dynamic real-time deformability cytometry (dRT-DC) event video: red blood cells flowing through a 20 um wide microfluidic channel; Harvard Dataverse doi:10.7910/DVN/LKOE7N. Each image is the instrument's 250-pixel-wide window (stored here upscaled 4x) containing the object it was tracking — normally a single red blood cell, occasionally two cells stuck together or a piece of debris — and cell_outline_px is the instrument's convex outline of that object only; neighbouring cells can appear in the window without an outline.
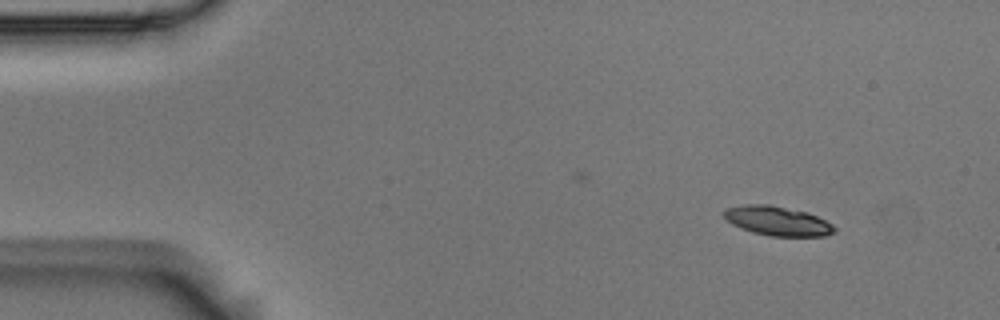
{"species": "Egyptian fruit bat (a non-hibernating species)", "species_latin": "Rousettus aegyptiacus", "temperature_condition": "room temperature", "stored_images_in_passage": 4, "camera_frame_rate_fps": 3000, "um_per_image_px": 0.085, "animal": {"sex": "male"}, "frame": {"image": 1, "passage_image": 1, "time_ms": 0.0, "image_size_px": [1000, 320], "cell_outline_px": [[836, 232], [824, 236], [768, 236], [752, 232], [740, 228], [732, 224], [724, 216], [724, 208], [744, 204], [768, 204], [808, 212], [832, 224], [836, 228]], "centroid_in_image_um": [66.08, 18.78], "position_along_channel_um": 18.9, "area_um2": 18.96}}